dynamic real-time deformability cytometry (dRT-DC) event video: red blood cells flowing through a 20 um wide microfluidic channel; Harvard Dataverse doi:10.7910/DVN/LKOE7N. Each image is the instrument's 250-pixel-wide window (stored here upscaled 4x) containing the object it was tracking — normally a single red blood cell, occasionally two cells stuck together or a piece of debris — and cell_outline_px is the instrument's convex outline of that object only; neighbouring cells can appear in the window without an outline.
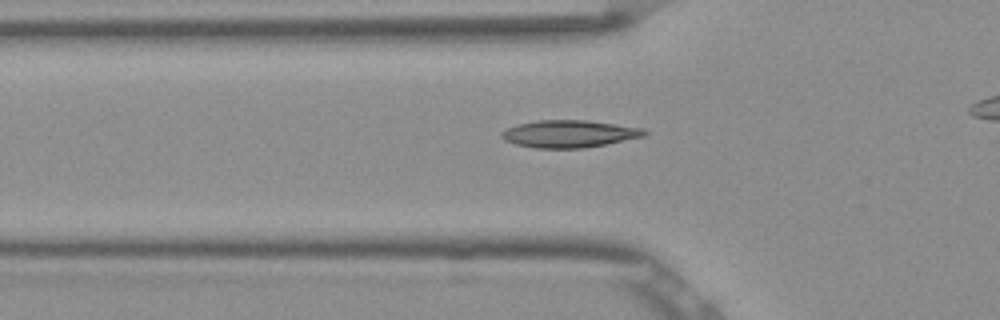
{"species": "Egyptian fruit bat (a non-hibernating species)", "species_latin": "Rousettus aegyptiacus", "temperature_condition": "room temperature", "stored_images_in_passage": 30, "camera_frame_rate_fps": 3000, "um_per_image_px": 0.085, "frame": {"image": 1, "passage_image": 2, "time_ms": 0.333, "image_size_px": [1000, 320], "cell_outline_px": [[648, 132], [644, 136], [584, 148], [536, 148], [516, 144], [504, 140], [500, 136], [500, 132], [516, 124], [536, 120], [588, 120], [644, 128]], "centroid_in_image_um": [48.35, 11.36], "position_along_channel_um": 77.4, "area_um2": 22.72}}
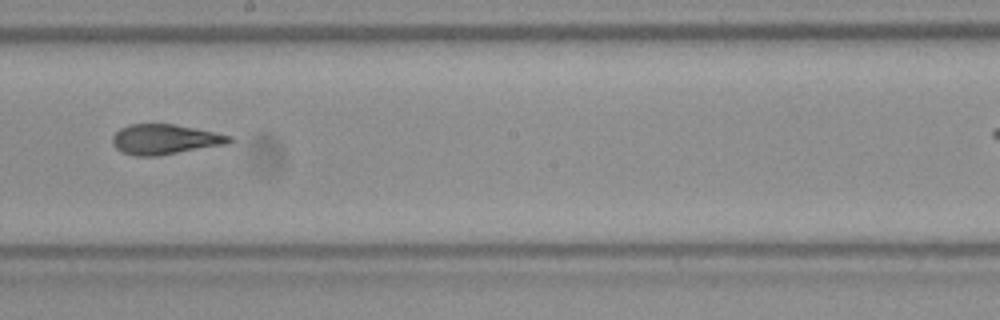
{"frame": {"image": 2, "passage_image": 14, "time_ms": 4.333, "image_size_px": [1000, 320], "cell_outline_px": [[236, 140], [228, 144], [156, 156], [136, 156], [120, 152], [112, 144], [112, 136], [120, 128], [128, 124], [172, 124], [232, 136]], "centroid_in_image_um": [13.99, 11.85], "position_along_channel_um": 234.2, "area_um2": 20.46}}
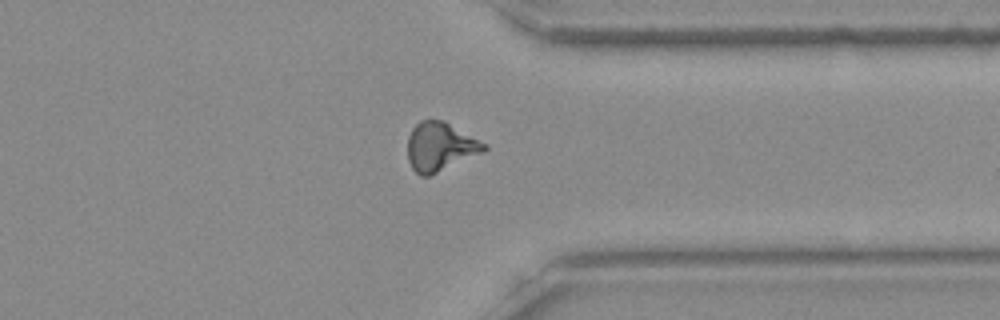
{"frame": {"image": 3, "passage_image": 25, "time_ms": 8.0, "image_size_px": [1000, 320], "cell_outline_px": [[488, 148], [484, 152], [428, 176], [420, 176], [412, 168], [408, 160], [408, 136], [412, 128], [420, 120], [444, 120], [488, 144]], "centroid_in_image_um": [37.43, 12.45], "position_along_channel_um": 374.0, "area_um2": 21.79}, "authors_computed_cell_mechanics": {"area_um2": 20.6346, "velocity_mm_per_s": 3.8913, "shape_relaxation_time_tau1_ms": 9.6409, "shape_relaxation_time_tau2_ms": 2.4383, "deformation_change_tau1": 0.2369, "deformation_change_tau2": 0.0896}}